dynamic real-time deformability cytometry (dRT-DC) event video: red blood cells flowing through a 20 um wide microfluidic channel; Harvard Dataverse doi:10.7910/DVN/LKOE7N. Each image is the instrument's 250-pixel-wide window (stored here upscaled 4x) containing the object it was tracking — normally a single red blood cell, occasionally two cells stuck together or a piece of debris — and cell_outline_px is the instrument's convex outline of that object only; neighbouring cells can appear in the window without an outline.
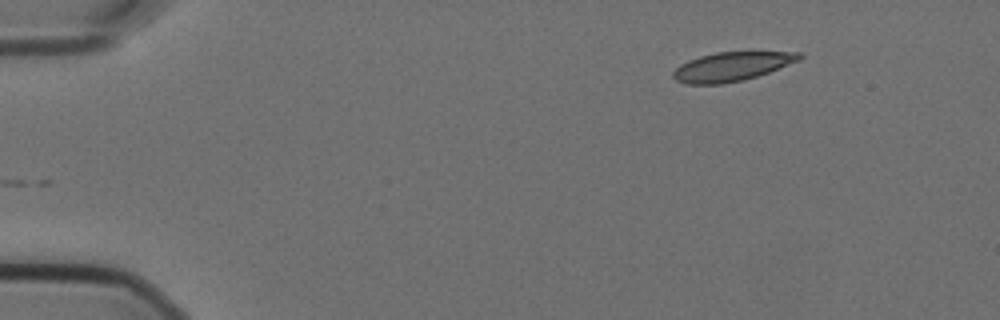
{"species": "Egyptian fruit bat (a non-hibernating species)", "species_latin": "Rousettus aegyptiacus", "temperature_condition": "cold", "stored_images_in_passage": 27, "camera_frame_rate_fps": 3000, "um_per_image_px": 0.085, "animal": {"sex": "female"}, "frame": {"image": 1, "passage_image": 1, "time_ms": 0.0, "image_size_px": [1000, 320], "cell_outline_px": [[804, 56], [800, 60], [768, 72], [744, 80], [724, 84], [688, 84], [676, 80], [672, 76], [672, 72], [680, 64], [688, 60], [700, 56], [716, 52], [800, 52]], "centroid_in_image_um": [62.18, 5.66], "position_along_channel_um": 22.8, "area_um2": 21.27}}
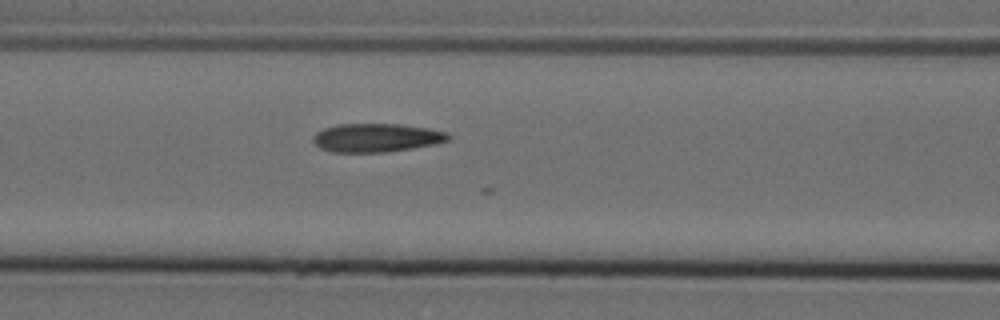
{"frame": {"image": 2, "passage_image": 18, "time_ms": 5.667, "image_size_px": [1000, 320], "cell_outline_px": [[452, 136], [448, 140], [436, 144], [388, 152], [332, 152], [320, 148], [312, 140], [312, 136], [316, 132], [324, 128], [340, 124], [400, 124], [428, 128], [448, 132]], "centroid_in_image_um": [32.01, 11.71], "position_along_channel_um": 134.6, "area_um2": 22.6}}
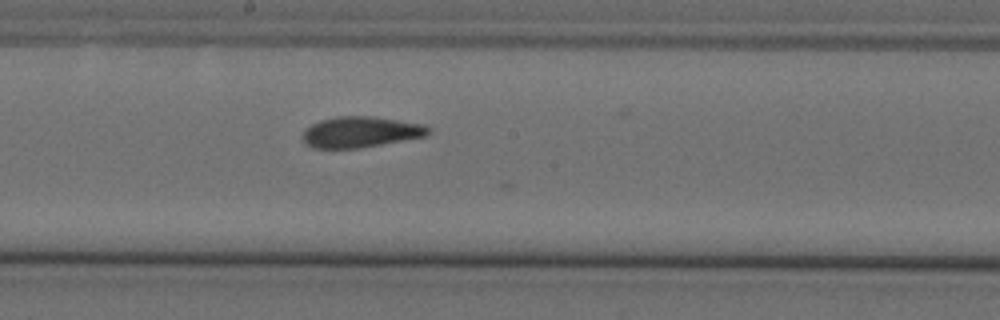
{"frame": {"image": 3, "passage_image": 25, "time_ms": 8.0, "image_size_px": [1000, 320], "cell_outline_px": [[432, 132], [428, 136], [360, 148], [312, 148], [304, 144], [304, 132], [312, 124], [320, 120], [336, 116], [372, 116], [424, 124], [432, 128]], "centroid_in_image_um": [30.72, 11.22], "position_along_channel_um": 217.5, "area_um2": 22.77}}